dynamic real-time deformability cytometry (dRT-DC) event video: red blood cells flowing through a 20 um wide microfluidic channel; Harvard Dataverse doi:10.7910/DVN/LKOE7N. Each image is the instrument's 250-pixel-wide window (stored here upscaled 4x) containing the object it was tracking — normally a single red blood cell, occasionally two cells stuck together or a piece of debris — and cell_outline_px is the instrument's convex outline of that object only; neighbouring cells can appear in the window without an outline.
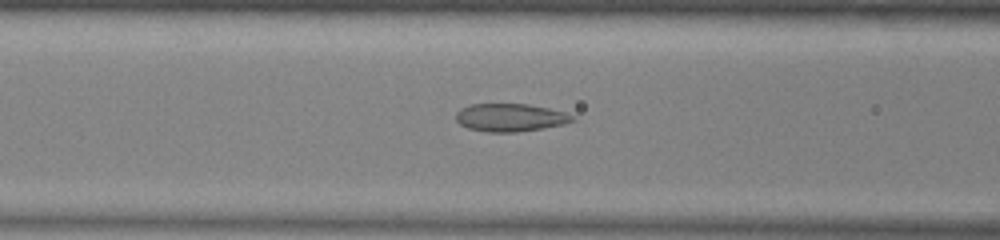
{"species": "common noctule bat (a hibernating species)", "species_latin": "Nyctalus noctula", "temperature_condition": "warm", "stored_images_in_passage": 35, "camera_frame_rate_fps": 3000, "um_per_image_px": 0.085, "animal": {"sex": "male", "body_mass_g": 13.0, "forearm_length_mm": 53.1}, "frame": {"image": 1, "passage_image": 5, "time_ms": 1.333, "image_size_px": [1000, 240], "cell_outline_px": [[576, 120], [564, 124], [544, 128], [516, 132], [488, 132], [468, 128], [460, 124], [456, 120], [456, 112], [460, 108], [472, 104], [528, 104], [548, 108], [564, 112], [572, 116]], "centroid_in_image_um": [43.36, 9.99], "position_along_channel_um": 123.2, "area_um2": 18.9}}
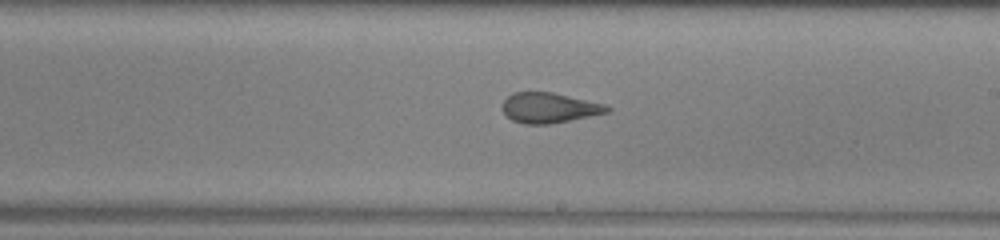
{"frame": {"image": 2, "passage_image": 14, "time_ms": 4.333, "image_size_px": [1000, 240], "cell_outline_px": [[612, 108], [608, 112], [552, 124], [524, 124], [512, 120], [504, 112], [504, 100], [512, 92], [552, 92], [604, 104]], "centroid_in_image_um": [46.68, 9.16], "position_along_channel_um": 242.3, "area_um2": 18.21}}
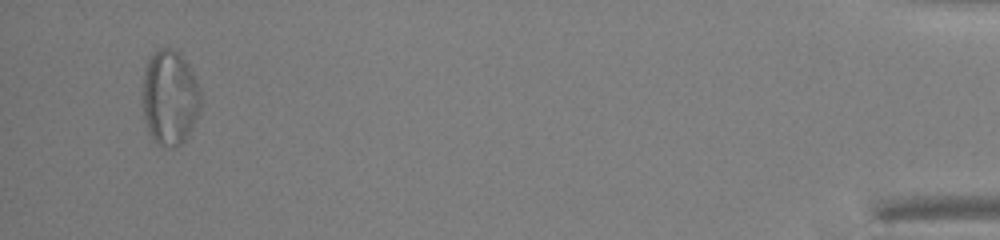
{"frame": {"image": 3, "passage_image": 34, "time_ms": 11.0, "image_size_px": [1000, 240], "cell_outline_px": [[200, 108], [192, 128], [184, 140], [180, 144], [172, 148], [156, 144], [152, 140], [144, 120], [140, 88], [144, 68], [152, 52], [160, 48], [172, 48], [188, 64], [200, 88]], "centroid_in_image_um": [14.37, 8.3], "position_along_channel_um": 420.8, "area_um2": 32.77}}